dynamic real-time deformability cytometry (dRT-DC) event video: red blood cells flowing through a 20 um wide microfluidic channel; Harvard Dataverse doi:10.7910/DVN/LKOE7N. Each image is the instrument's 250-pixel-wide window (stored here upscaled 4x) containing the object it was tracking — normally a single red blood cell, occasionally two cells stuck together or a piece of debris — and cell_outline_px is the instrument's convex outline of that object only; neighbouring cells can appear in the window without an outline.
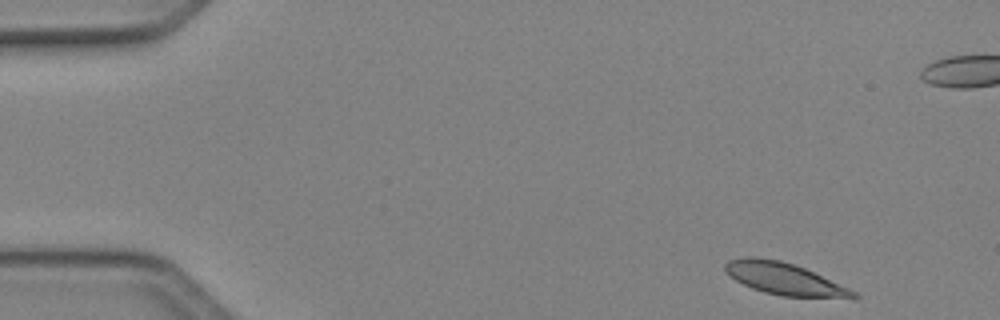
{"species": "Egyptian fruit bat (a non-hibernating species)", "species_latin": "Rousettus aegyptiacus", "temperature_condition": "cold", "stored_images_in_passage": 47, "camera_frame_rate_fps": 3000, "um_per_image_px": 0.085, "animal": {"sex": "female"}, "frame": {"image": 1, "passage_image": 1, "time_ms": 0.0, "image_size_px": [1000, 320], "cell_outline_px": [[860, 296], [780, 296], [764, 292], [752, 288], [736, 280], [724, 272], [724, 264], [728, 260], [748, 256], [752, 256], [780, 260], [804, 268], [848, 288], [856, 292]], "centroid_in_image_um": [66.52, 23.65], "position_along_channel_um": 18.5, "area_um2": 23.12}}
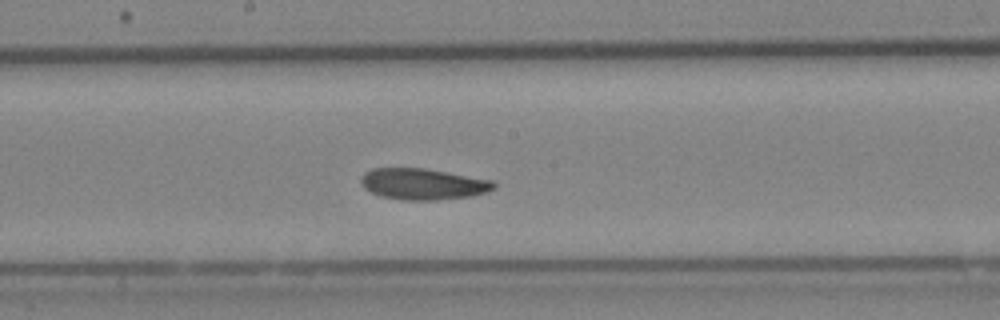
{"frame": {"image": 2, "passage_image": 23, "time_ms": 7.333, "image_size_px": [1000, 320], "cell_outline_px": [[496, 188], [488, 192], [472, 196], [436, 200], [404, 200], [380, 196], [364, 188], [360, 180], [360, 176], [364, 172], [372, 168], [424, 168], [492, 180], [496, 184]], "centroid_in_image_um": [35.95, 15.64], "position_along_channel_um": 212.3, "area_um2": 24.28}}
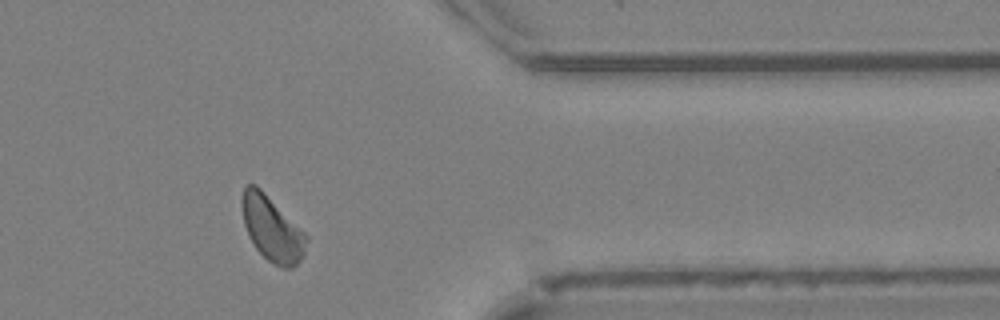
{"frame": {"image": 3, "passage_image": 37, "time_ms": 12.0, "image_size_px": [1000, 320], "cell_outline_px": [[308, 240], [304, 252], [300, 260], [292, 268], [284, 268], [272, 264], [256, 248], [248, 236], [244, 224], [240, 204], [240, 200], [244, 188], [248, 184], [256, 184], [308, 236]], "centroid_in_image_um": [23.09, 19.44], "position_along_channel_um": 388.3, "area_um2": 24.22}, "authors_computed_cell_mechanics": {"area_um2": 24.2182, "velocity_mm_per_s": 4.0813, "shape_relaxation_time_tau1_ms": 5.0471, "shape_relaxation_time_tau2_ms": 6.0179, "deformation_change_tau1": 0.1122, "deformation_change_tau2": 0.132}}